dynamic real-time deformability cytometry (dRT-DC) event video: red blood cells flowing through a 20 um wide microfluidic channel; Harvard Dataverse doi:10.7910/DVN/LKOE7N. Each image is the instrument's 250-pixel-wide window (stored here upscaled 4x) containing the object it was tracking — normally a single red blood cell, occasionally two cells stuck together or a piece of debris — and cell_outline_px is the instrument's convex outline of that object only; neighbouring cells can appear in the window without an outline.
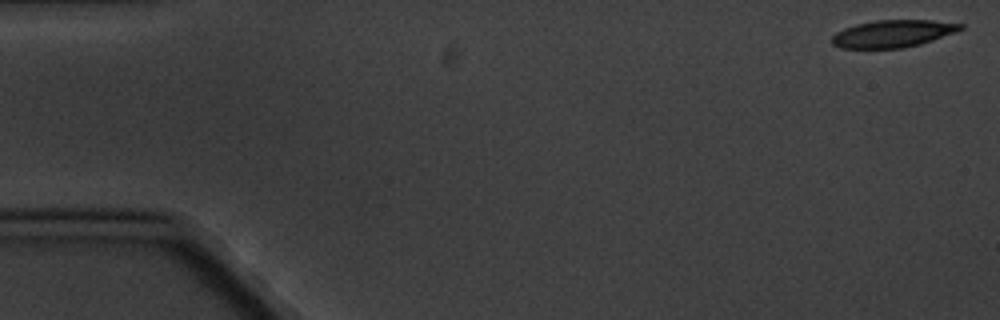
{"species": "common noctule bat (a hibernating species)", "species_latin": "Nyctalus noctula", "temperature_condition": "cold", "stored_images_in_passage": 6, "camera_frame_rate_fps": 3000, "um_per_image_px": 0.085, "animal": {"sex": "male", "body_mass_g": 20.1, "forearm_length_mm": 53.5}, "frame": {"image": 1, "passage_image": 1, "time_ms": 0.0, "image_size_px": [1000, 320], "cell_outline_px": [[964, 28], [956, 32], [920, 44], [904, 48], [840, 48], [832, 44], [832, 36], [836, 32], [844, 28], [856, 24], [876, 20], [932, 20], [964, 24]], "centroid_in_image_um": [75.89, 2.86], "position_along_channel_um": 9.1, "area_um2": 20.46}}
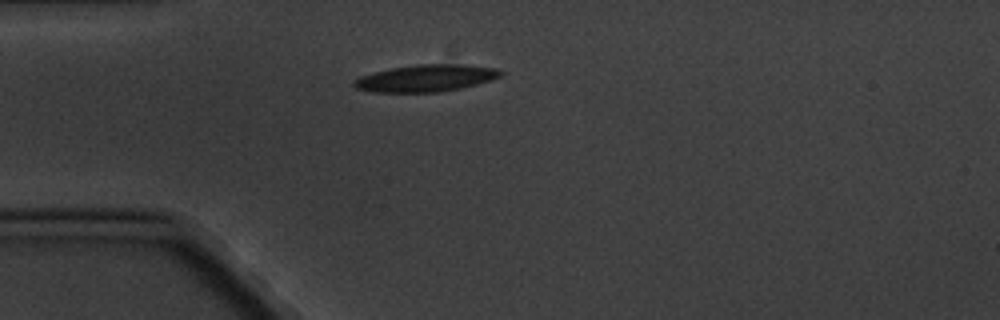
{"frame": {"image": 2, "passage_image": 5, "time_ms": 4.667, "image_size_px": [1000, 320], "cell_outline_px": [[504, 72], [500, 76], [476, 84], [460, 88], [440, 92], [376, 92], [356, 88], [352, 84], [360, 76], [372, 72], [392, 68], [416, 64], [468, 64], [496, 68]], "centroid_in_image_um": [36.2, 6.63], "position_along_channel_um": 48.8, "area_um2": 22.95}}